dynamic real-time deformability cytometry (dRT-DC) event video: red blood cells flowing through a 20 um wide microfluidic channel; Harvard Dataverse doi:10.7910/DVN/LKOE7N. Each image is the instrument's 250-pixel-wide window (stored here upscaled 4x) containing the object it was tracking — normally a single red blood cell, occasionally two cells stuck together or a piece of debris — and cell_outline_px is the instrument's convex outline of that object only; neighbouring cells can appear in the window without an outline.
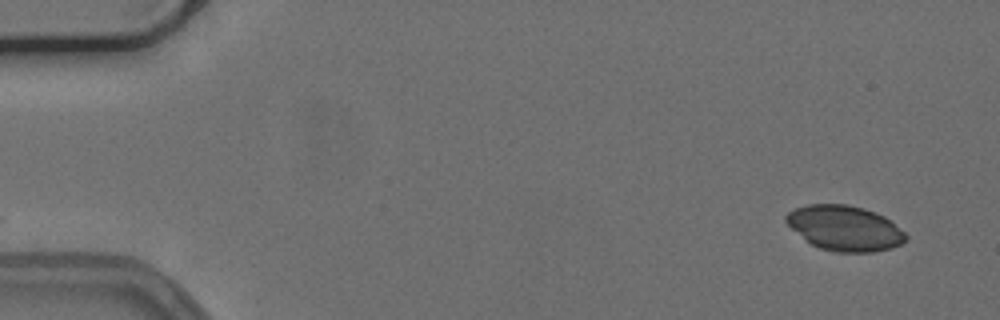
{"species": "common noctule bat (a hibernating species)", "species_latin": "Nyctalus noctula", "temperature_condition": "cold", "stored_images_in_passage": 53, "camera_frame_rate_fps": 3000, "um_per_image_px": 0.085, "animal": {"sex": "female", "body_mass_g": 24.6, "forearm_length_mm": 56.2}, "frame": {"image": 1, "passage_image": 1, "time_ms": 0.0, "image_size_px": [1000, 320], "cell_outline_px": [[908, 240], [892, 248], [872, 252], [836, 252], [820, 248], [812, 244], [792, 228], [784, 220], [784, 216], [788, 212], [796, 208], [808, 204], [848, 204], [864, 208], [876, 212], [884, 216], [904, 232], [908, 236]], "centroid_in_image_um": [71.82, 19.38], "position_along_channel_um": 13.2, "area_um2": 31.39}}